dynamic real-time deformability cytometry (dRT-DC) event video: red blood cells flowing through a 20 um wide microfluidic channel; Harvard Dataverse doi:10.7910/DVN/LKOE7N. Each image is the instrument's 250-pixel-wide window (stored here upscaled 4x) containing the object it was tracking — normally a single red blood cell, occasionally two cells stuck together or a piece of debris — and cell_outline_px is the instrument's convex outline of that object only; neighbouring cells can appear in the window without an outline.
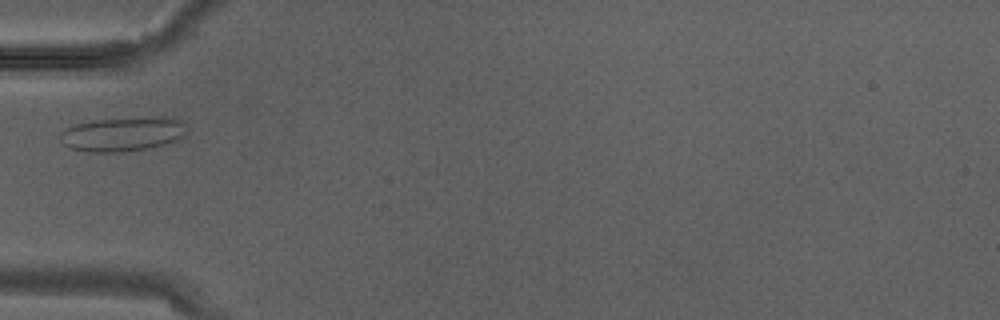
{"species": "Egyptian fruit bat (a non-hibernating species)", "species_latin": "Rousettus aegyptiacus", "temperature_condition": "warm", "stored_images_in_passage": 2, "camera_frame_rate_fps": 3000, "um_per_image_px": 0.085, "animal": {"sex": "male"}, "frame": {"image": 1, "passage_image": 2, "time_ms": 0.333, "image_size_px": [1000, 320], "cell_outline_px": [[184, 136], [164, 144], [148, 148], [120, 152], [92, 152], [72, 148], [64, 144], [60, 140], [60, 132], [72, 124], [92, 120], [148, 116], [176, 120], [184, 124]], "centroid_in_image_um": [10.34, 11.39], "position_along_channel_um": 74.7, "area_um2": 25.03}}